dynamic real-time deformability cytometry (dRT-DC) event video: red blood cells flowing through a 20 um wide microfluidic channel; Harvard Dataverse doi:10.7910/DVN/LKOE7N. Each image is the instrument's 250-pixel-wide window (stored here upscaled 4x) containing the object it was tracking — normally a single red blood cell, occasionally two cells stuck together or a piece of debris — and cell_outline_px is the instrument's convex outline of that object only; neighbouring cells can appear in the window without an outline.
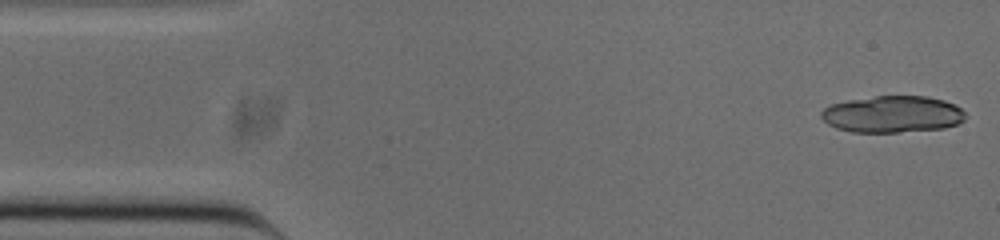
{"species": "common noctule bat (a hibernating species)", "species_latin": "Nyctalus noctula", "temperature_condition": "cold", "stored_images_in_passage": 16, "camera_frame_rate_fps": 3000, "um_per_image_px": 0.085, "animal": {"sex": "male", "body_mass_g": 20.0, "forearm_length_mm": 53.3}, "frame": {"image": 1, "passage_image": 1, "time_ms": 0.0, "image_size_px": [1000, 240], "cell_outline_px": [[964, 120], [956, 124], [944, 128], [896, 132], [852, 132], [836, 128], [828, 124], [820, 116], [820, 112], [824, 108], [832, 104], [848, 100], [876, 96], [928, 96], [944, 100], [960, 108], [964, 112]], "centroid_in_image_um": [75.84, 9.71], "position_along_channel_um": 9.2, "area_um2": 30.75}}